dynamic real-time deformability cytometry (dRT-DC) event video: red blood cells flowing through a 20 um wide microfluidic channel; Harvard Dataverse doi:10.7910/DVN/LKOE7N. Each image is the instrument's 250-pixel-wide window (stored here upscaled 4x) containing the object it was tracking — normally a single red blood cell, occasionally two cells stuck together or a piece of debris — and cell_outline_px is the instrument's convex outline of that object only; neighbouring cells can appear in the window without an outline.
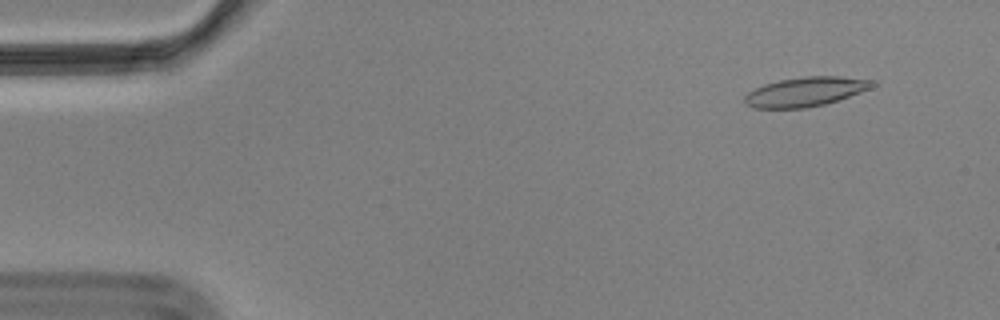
{"species": "Egyptian fruit bat (a non-hibernating species)", "species_latin": "Rousettus aegyptiacus", "temperature_condition": "cold", "stored_images_in_passage": 16, "camera_frame_rate_fps": 3000, "um_per_image_px": 0.085, "animal": {"sex": "male"}, "frame": {"image": 1, "passage_image": 5, "time_ms": 1.333, "image_size_px": [1000, 320], "cell_outline_px": [[876, 84], [872, 88], [824, 104], [808, 108], [752, 108], [744, 104], [744, 96], [748, 92], [764, 84], [780, 80], [808, 76], [840, 76], [872, 80]], "centroid_in_image_um": [68.44, 7.8], "position_along_channel_um": 16.6, "area_um2": 21.73}}